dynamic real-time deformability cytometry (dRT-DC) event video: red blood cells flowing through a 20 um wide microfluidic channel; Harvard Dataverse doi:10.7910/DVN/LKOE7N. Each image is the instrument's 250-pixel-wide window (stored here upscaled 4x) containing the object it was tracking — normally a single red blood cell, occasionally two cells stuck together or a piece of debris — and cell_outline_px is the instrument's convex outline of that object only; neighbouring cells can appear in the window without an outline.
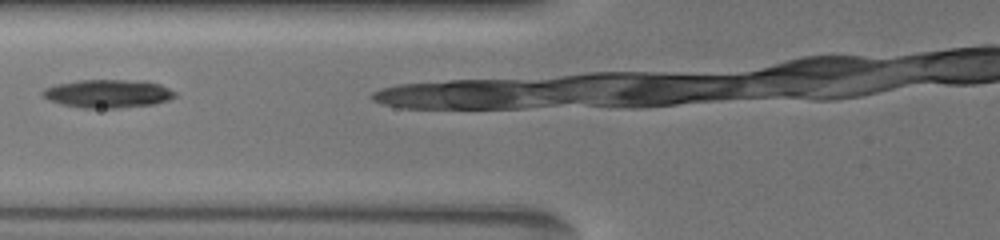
{"species": "common noctule bat (a hibernating species)", "species_latin": "Nyctalus noctula", "temperature_condition": "warm", "stored_images_in_passage": 14, "camera_frame_rate_fps": 3000, "um_per_image_px": 0.085, "animal": {"sex": "female", "body_mass_g": 19.5, "forearm_length_mm": 54.1}, "frame": {"image": 1, "passage_image": 4, "time_ms": 1.0, "image_size_px": [1000, 240], "cell_outline_px": [[176, 96], [168, 100], [152, 104], [116, 108], [84, 108], [64, 104], [52, 100], [44, 96], [40, 92], [44, 88], [56, 84], [80, 80], [144, 80], [160, 84], [176, 92]], "centroid_in_image_um": [9.2, 7.94], "position_along_channel_um": 116.6, "area_um2": 21.62}}
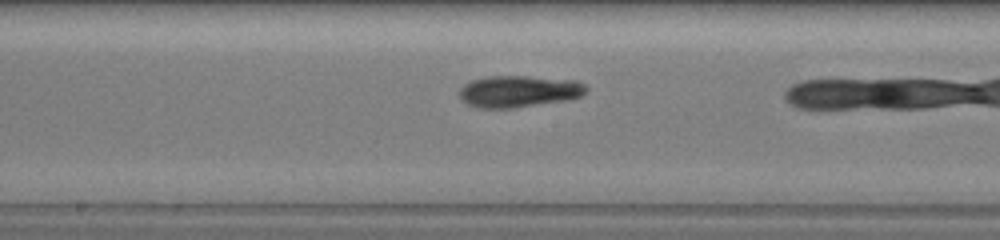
{"frame": {"image": 2, "passage_image": 10, "time_ms": 3.333, "image_size_px": [1000, 240], "cell_outline_px": [[588, 92], [580, 96], [564, 100], [508, 108], [480, 108], [468, 104], [460, 96], [460, 88], [464, 84], [472, 80], [488, 76], [524, 76], [576, 80], [584, 84], [588, 88]], "centroid_in_image_um": [44.11, 7.75], "position_along_channel_um": 204.1, "area_um2": 23.12}}
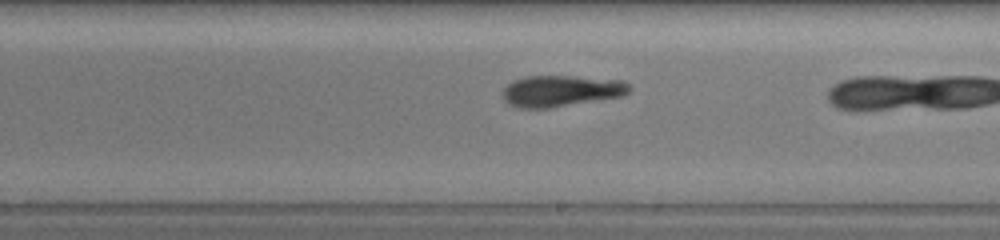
{"frame": {"image": 3, "passage_image": 13, "time_ms": 4.333, "image_size_px": [1000, 240], "cell_outline_px": [[628, 92], [620, 96], [548, 108], [520, 108], [508, 104], [504, 100], [504, 88], [512, 80], [524, 76], [568, 76], [624, 80], [628, 84]], "centroid_in_image_um": [47.63, 7.72], "position_along_channel_um": 241.4, "area_um2": 22.77}}